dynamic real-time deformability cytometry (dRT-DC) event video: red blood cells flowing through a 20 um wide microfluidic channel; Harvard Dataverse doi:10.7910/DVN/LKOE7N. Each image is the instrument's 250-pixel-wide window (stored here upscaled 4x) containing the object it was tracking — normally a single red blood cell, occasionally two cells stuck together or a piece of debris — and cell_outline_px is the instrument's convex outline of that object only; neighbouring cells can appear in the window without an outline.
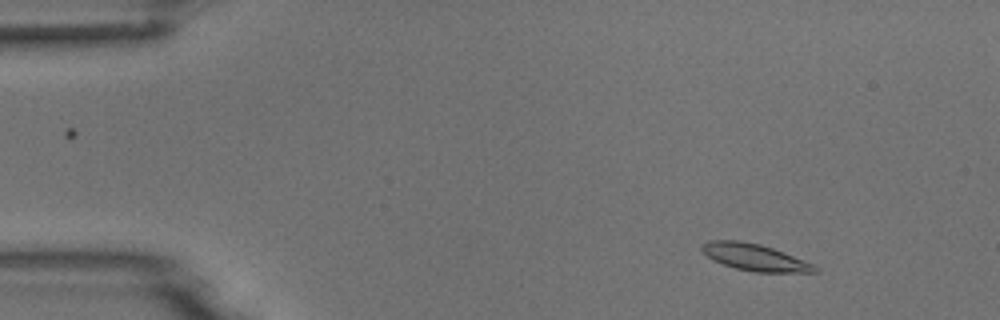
{"species": "common noctule bat (a hibernating species)", "species_latin": "Nyctalus noctula", "temperature_condition": "room temperature", "stored_images_in_passage": 54, "camera_frame_rate_fps": 3000, "um_per_image_px": 0.085, "animal": {"sex": "male", "body_mass_g": 18.8}, "frame": {"image": 1, "passage_image": 6, "time_ms": 1.667, "image_size_px": [1000, 320], "cell_outline_px": [[820, 272], [756, 272], [736, 268], [712, 260], [700, 248], [700, 244], [708, 240], [740, 240], [760, 244], [772, 248], [812, 264]], "centroid_in_image_um": [64.08, 21.85], "position_along_channel_um": 20.9, "area_um2": 17.34}}
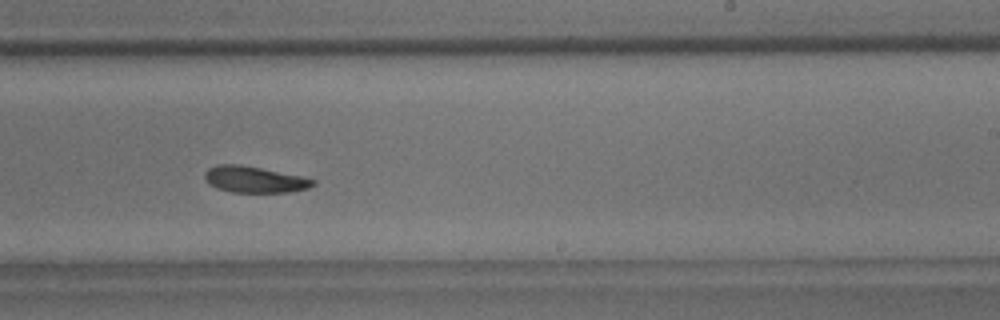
{"frame": {"image": 2, "passage_image": 33, "time_ms": 10.667, "image_size_px": [1000, 320], "cell_outline_px": [[316, 184], [308, 188], [288, 192], [232, 192], [216, 188], [208, 184], [204, 180], [204, 172], [208, 168], [216, 164], [240, 164], [304, 176], [316, 180]], "centroid_in_image_um": [21.61, 15.24], "position_along_channel_um": 267.4, "area_um2": 16.88}}
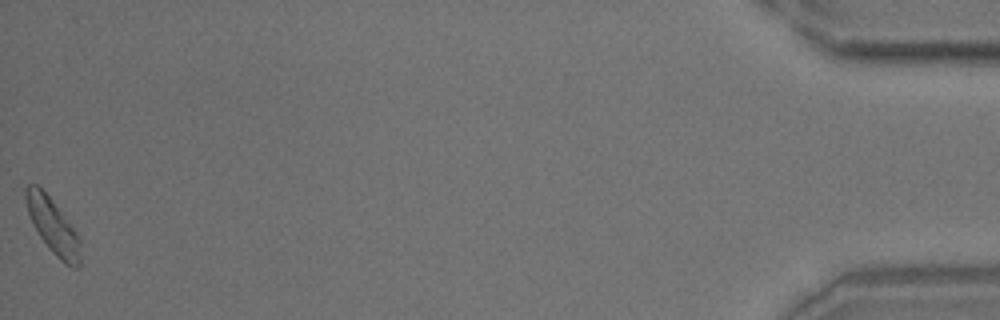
{"frame": {"image": 3, "passage_image": 54, "time_ms": 17.667, "image_size_px": [1000, 320], "cell_outline_px": [[80, 268], [72, 268], [64, 264], [48, 248], [32, 224], [24, 200], [24, 188], [28, 184], [36, 184], [52, 200], [76, 232], [80, 240]], "centroid_in_image_um": [4.48, 19.24], "position_along_channel_um": 430.7, "area_um2": 17.51}}